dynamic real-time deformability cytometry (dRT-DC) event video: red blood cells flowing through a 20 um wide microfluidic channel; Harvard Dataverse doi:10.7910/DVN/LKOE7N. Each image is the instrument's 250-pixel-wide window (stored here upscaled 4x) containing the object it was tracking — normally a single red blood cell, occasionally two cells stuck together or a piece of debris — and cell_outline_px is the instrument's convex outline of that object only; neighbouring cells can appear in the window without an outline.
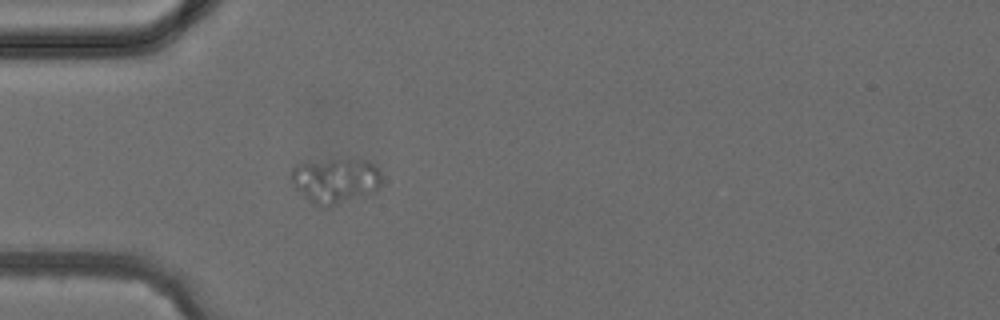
{"species": "common noctule bat (a hibernating species)", "species_latin": "Nyctalus noctula", "temperature_condition": "cold", "stored_images_in_passage": 4, "camera_frame_rate_fps": 3000, "um_per_image_px": 0.085, "animal": {"sex": "female", "body_mass_g": 24.6, "forearm_length_mm": 56.2}, "frame": {"image": 1, "passage_image": 4, "time_ms": 3.333, "image_size_px": [1000, 320], "cell_outline_px": [[380, 184], [376, 192], [372, 196], [328, 208], [324, 208], [316, 204], [296, 188], [288, 176], [292, 168], [300, 164], [332, 160], [368, 160], [380, 172]], "centroid_in_image_um": [28.56, 15.4], "position_along_channel_um": 56.4, "area_um2": 23.99}}